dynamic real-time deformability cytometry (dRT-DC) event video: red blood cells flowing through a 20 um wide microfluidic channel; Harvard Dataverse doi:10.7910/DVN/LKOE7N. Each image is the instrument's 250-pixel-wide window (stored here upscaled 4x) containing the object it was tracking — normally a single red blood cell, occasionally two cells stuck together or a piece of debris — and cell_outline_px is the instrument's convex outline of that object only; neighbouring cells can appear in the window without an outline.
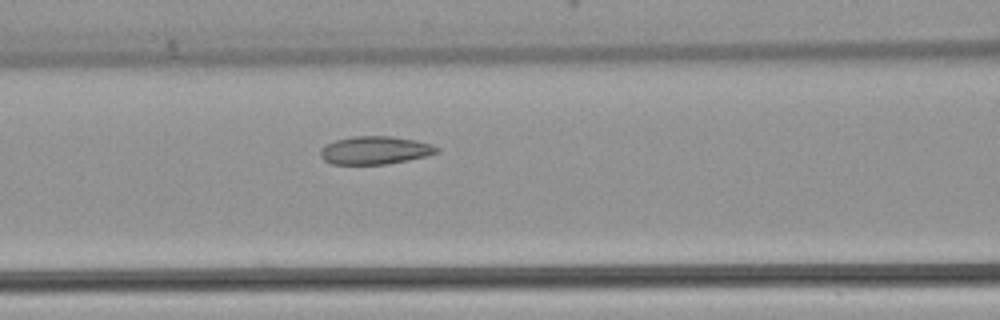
{"species": "common noctule bat (a hibernating species)", "species_latin": "Nyctalus noctula", "temperature_condition": "warm", "stored_images_in_passage": 11, "camera_frame_rate_fps": 3000, "um_per_image_px": 0.085, "animal": {"sex": "female", "body_mass_g": 22.7, "forearm_length_mm": 54.2}, "frame": {"image": 1, "passage_image": 11, "time_ms": 3.333, "image_size_px": [1000, 320], "cell_outline_px": [[440, 152], [428, 156], [388, 164], [332, 164], [324, 160], [320, 156], [320, 148], [324, 144], [336, 140], [352, 136], [388, 136], [416, 140], [432, 144], [440, 148]], "centroid_in_image_um": [31.89, 12.77], "position_along_channel_um": 134.7, "area_um2": 19.25}}